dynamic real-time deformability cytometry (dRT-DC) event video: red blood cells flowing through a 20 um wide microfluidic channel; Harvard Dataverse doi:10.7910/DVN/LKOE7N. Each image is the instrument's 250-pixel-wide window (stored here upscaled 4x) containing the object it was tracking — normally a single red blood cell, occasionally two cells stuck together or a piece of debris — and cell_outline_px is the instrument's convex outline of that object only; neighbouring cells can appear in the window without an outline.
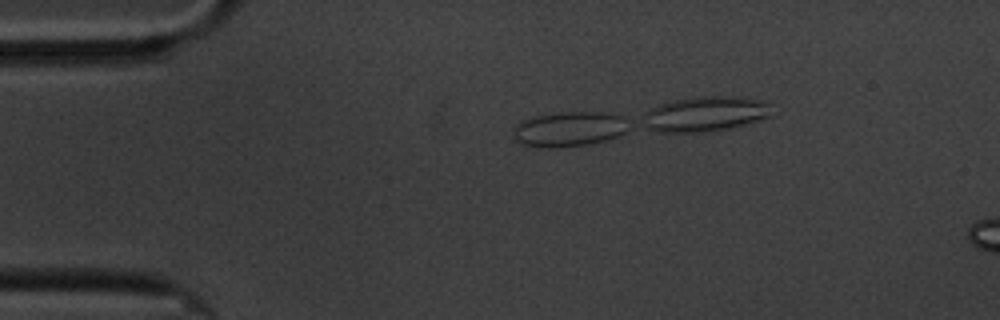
{"species": "common noctule bat (a hibernating species)", "species_latin": "Nyctalus noctula", "temperature_condition": "cold", "stored_images_in_passage": 13, "camera_frame_rate_fps": 3000, "um_per_image_px": 0.085, "animal": {"sex": "male", "body_mass_g": 20.1, "forearm_length_mm": 53.5}, "frame": {"image": 1, "passage_image": 8, "time_ms": 2.333, "image_size_px": [1000, 320], "cell_outline_px": [[632, 128], [616, 136], [604, 140], [588, 144], [556, 148], [536, 148], [520, 144], [512, 140], [512, 128], [516, 124], [532, 116], [556, 112], [612, 112], [624, 116]], "centroid_in_image_um": [48.34, 10.97], "position_along_channel_um": 36.7, "area_um2": 24.33}}